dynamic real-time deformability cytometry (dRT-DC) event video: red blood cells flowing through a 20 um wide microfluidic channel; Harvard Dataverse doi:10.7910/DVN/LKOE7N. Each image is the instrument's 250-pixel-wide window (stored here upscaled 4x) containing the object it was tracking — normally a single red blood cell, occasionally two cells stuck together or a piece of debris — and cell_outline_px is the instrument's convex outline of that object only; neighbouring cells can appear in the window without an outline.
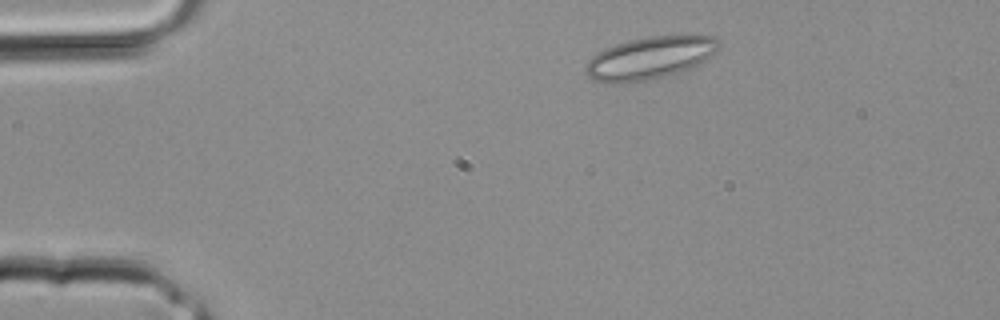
{"species": "common noctule bat (a hibernating species)", "species_latin": "Nyctalus noctula", "temperature_condition": "room temperature", "stored_images_in_passage": 30, "camera_frame_rate_fps": 3000, "um_per_image_px": 0.085, "animal": {"sex": "male", "body_mass_g": 20.4}, "frame": {"image": 1, "passage_image": 3, "time_ms": 0.667, "image_size_px": [1000, 320], "cell_outline_px": [[720, 48], [704, 60], [680, 72], [668, 76], [652, 80], [620, 84], [608, 84], [592, 80], [588, 76], [584, 68], [588, 60], [592, 56], [604, 48], [628, 40], [648, 36], [716, 36], [720, 40]], "centroid_in_image_um": [55.19, 4.95], "position_along_channel_um": 29.8, "area_um2": 33.23}}
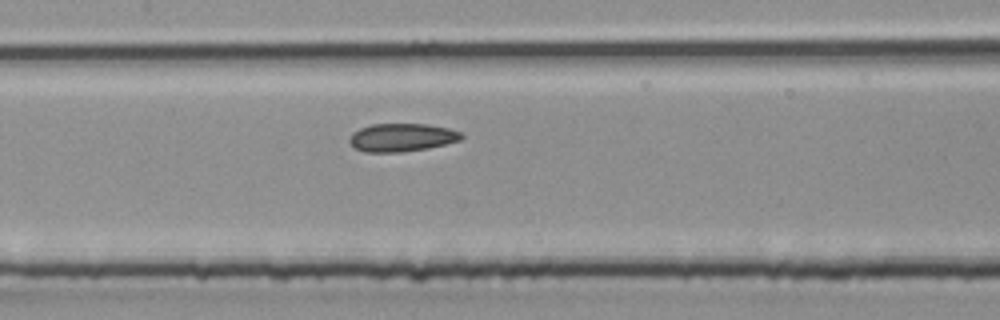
{"frame": {"image": 2, "passage_image": 13, "time_ms": 4.0, "image_size_px": [1000, 320], "cell_outline_px": [[464, 136], [460, 140], [428, 148], [404, 152], [364, 152], [356, 148], [348, 140], [352, 132], [360, 128], [372, 124], [428, 124], [448, 128], [460, 132]], "centroid_in_image_um": [34.14, 11.68], "position_along_channel_um": 173.3, "area_um2": 18.32}}
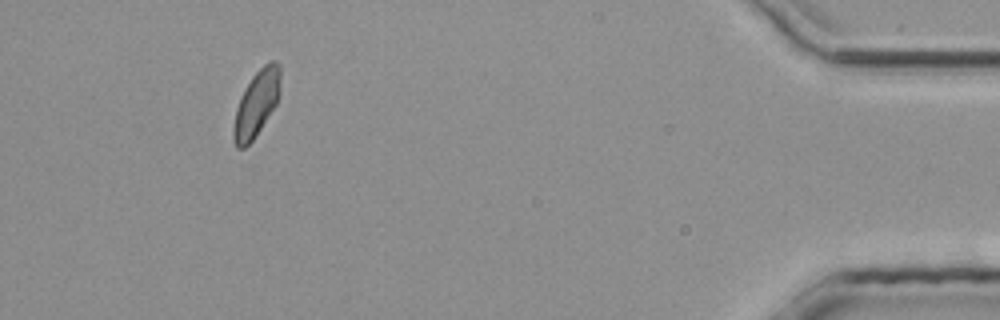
{"frame": {"image": 3, "passage_image": 28, "time_ms": 9.0, "image_size_px": [1000, 320], "cell_outline_px": [[280, 96], [276, 104], [252, 140], [244, 148], [236, 148], [232, 140], [232, 132], [236, 108], [244, 88], [252, 76], [264, 64], [272, 60], [276, 60], [280, 64]], "centroid_in_image_um": [21.79, 8.78], "position_along_channel_um": 413.4, "area_um2": 18.03}}